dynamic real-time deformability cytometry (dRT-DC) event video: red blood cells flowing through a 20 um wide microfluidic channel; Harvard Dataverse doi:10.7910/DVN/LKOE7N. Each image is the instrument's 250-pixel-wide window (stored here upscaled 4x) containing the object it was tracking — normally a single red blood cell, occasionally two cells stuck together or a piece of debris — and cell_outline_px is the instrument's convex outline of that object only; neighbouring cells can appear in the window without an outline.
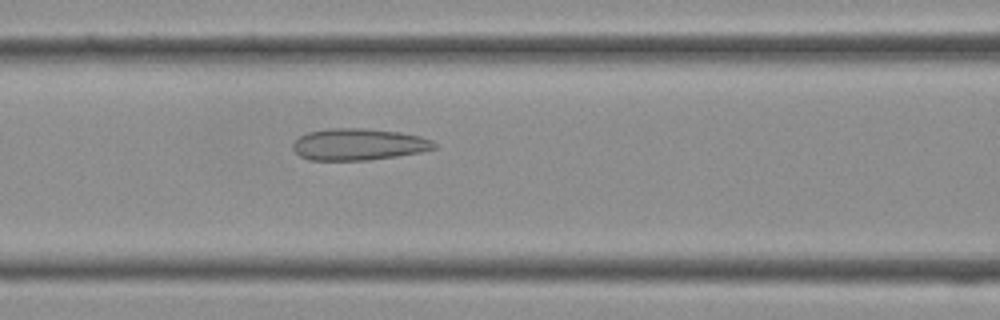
{"species": "Egyptian fruit bat (a non-hibernating species)", "species_latin": "Rousettus aegyptiacus", "temperature_condition": "cold", "stored_images_in_passage": 37, "camera_frame_rate_fps": 3000, "um_per_image_px": 0.085, "frame": {"image": 1, "passage_image": 15, "time_ms": 4.667, "image_size_px": [1000, 320], "cell_outline_px": [[436, 148], [420, 152], [396, 156], [368, 160], [308, 160], [300, 156], [292, 148], [292, 144], [300, 136], [308, 132], [328, 128], [364, 128], [400, 132], [420, 136], [432, 140], [436, 144]], "centroid_in_image_um": [30.47, 12.27], "position_along_channel_um": 136.1, "area_um2": 26.13}}
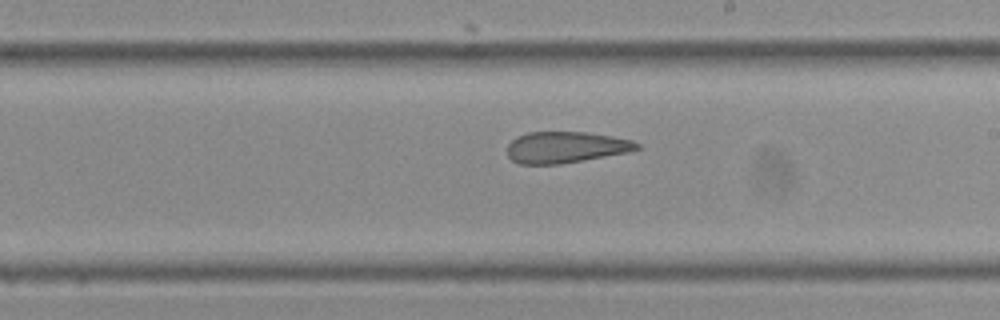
{"frame": {"image": 2, "passage_image": 21, "time_ms": 6.667, "image_size_px": [1000, 320], "cell_outline_px": [[640, 148], [628, 152], [560, 164], [520, 164], [512, 160], [508, 156], [508, 144], [516, 136], [528, 132], [588, 132], [612, 136], [632, 140], [640, 144]], "centroid_in_image_um": [48.08, 12.51], "position_along_channel_um": 240.9, "area_um2": 23.64}}
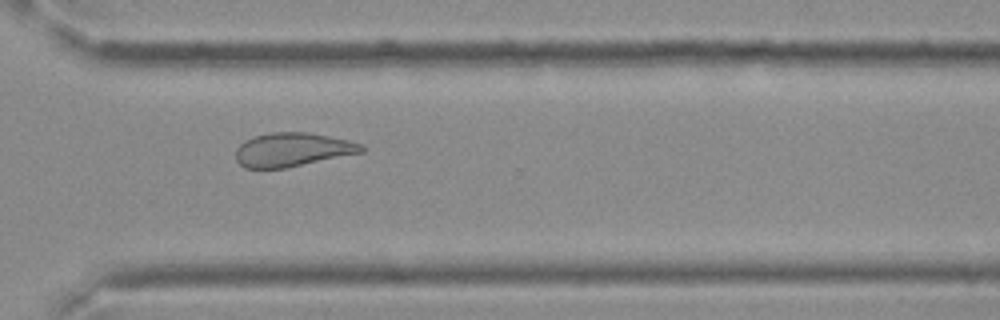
{"frame": {"image": 3, "passage_image": 27, "time_ms": 8.667, "image_size_px": [1000, 320], "cell_outline_px": [[368, 148], [364, 152], [284, 168], [244, 168], [236, 160], [236, 148], [244, 140], [252, 136], [272, 132], [308, 132], [348, 140], [364, 144]], "centroid_in_image_um": [24.87, 12.71], "position_along_channel_um": 345.7, "area_um2": 24.91}}